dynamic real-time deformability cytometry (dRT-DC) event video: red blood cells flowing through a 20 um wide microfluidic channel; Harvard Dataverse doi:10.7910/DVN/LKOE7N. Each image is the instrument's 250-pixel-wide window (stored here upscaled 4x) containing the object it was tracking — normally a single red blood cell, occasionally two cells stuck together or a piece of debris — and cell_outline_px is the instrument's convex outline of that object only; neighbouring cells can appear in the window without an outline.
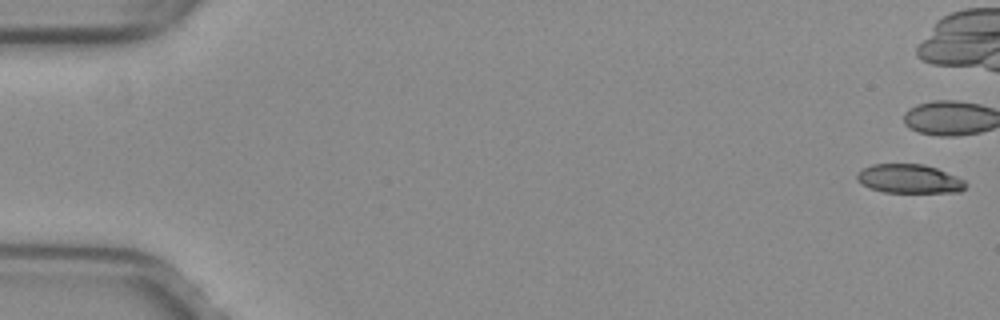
{"species": "common noctule bat (a hibernating species)", "species_latin": "Nyctalus noctula", "temperature_condition": "warm", "stored_images_in_passage": 11, "camera_frame_rate_fps": 3000, "um_per_image_px": 0.085, "animal": {"sex": "female", "body_mass_g": 29.2, "forearm_length_mm": 56.3}, "frame": {"image": 1, "passage_image": 1, "time_ms": 0.0, "image_size_px": [1000, 320], "cell_outline_px": [[968, 184], [960, 192], [884, 192], [868, 188], [856, 180], [856, 172], [872, 164], [924, 164], [936, 168], [956, 176], [964, 180]], "centroid_in_image_um": [77.26, 15.2], "position_along_channel_um": 7.7, "area_um2": 18.38}}